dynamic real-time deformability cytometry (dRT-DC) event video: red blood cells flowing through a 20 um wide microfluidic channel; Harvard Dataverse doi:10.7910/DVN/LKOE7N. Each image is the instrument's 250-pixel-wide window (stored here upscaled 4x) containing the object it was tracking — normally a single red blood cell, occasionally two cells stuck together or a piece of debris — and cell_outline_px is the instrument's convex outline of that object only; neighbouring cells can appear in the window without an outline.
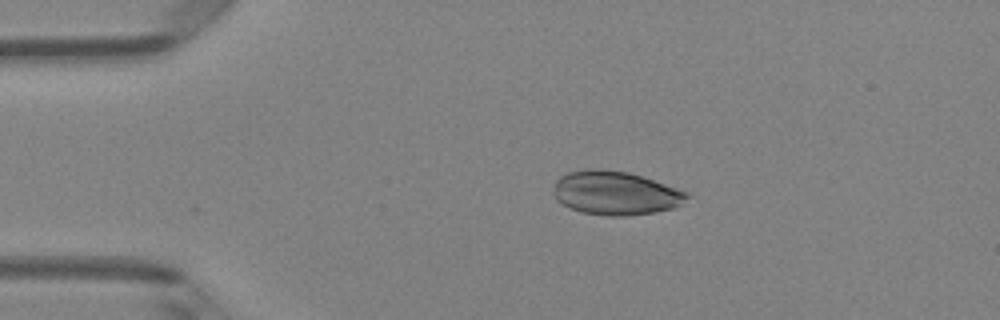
{"species": "Egyptian fruit bat (a non-hibernating species)", "species_latin": "Rousettus aegyptiacus", "temperature_condition": "room temperature", "stored_images_in_passage": 2, "camera_frame_rate_fps": 3000, "um_per_image_px": 0.085, "animal": {"sex": "female"}, "frame": {"image": 1, "passage_image": 1, "time_ms": 0.0, "image_size_px": [1000, 320], "cell_outline_px": [[692, 196], [680, 204], [672, 208], [656, 212], [624, 216], [604, 216], [580, 212], [556, 200], [552, 192], [556, 180], [560, 176], [568, 172], [584, 168], [600, 168], [628, 172], [688, 192]], "centroid_in_image_um": [52.28, 16.4], "position_along_channel_um": 32.7, "area_um2": 34.16}}